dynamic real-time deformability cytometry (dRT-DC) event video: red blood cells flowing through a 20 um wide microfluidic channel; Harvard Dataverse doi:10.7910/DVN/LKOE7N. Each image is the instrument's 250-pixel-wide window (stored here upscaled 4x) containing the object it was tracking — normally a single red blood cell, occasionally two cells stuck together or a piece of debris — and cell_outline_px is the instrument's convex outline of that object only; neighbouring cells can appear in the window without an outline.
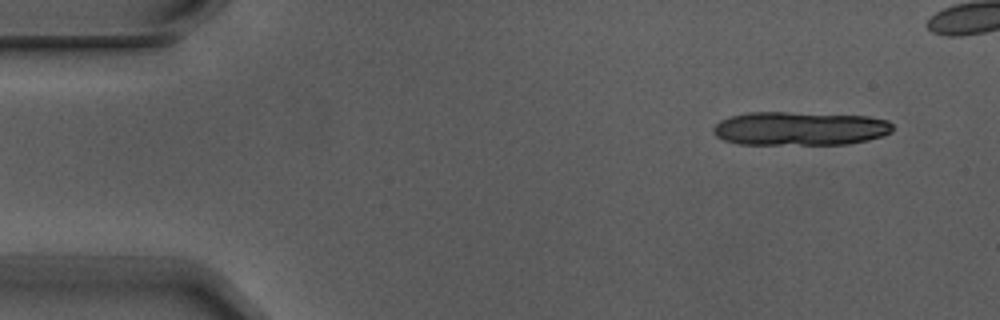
{"species": "Egyptian fruit bat (a non-hibernating species)", "species_latin": "Rousettus aegyptiacus", "temperature_condition": "warm", "stored_images_in_passage": 8, "segment_of_instrument_passage": [1, 2], "camera_frame_rate_fps": 3000, "um_per_image_px": 0.085, "animal": {"sex": "male"}, "frame": {"image": 1, "passage_image": 1, "time_ms": 0.0, "image_size_px": [1000, 320], "cell_outline_px": [[892, 132], [884, 136], [868, 140], [848, 144], [736, 144], [724, 140], [716, 136], [712, 132], [712, 128], [720, 120], [732, 116], [752, 112], [788, 112], [868, 116], [888, 120], [892, 124]], "centroid_in_image_um": [68.0, 10.93], "position_along_channel_um": 17.0, "area_um2": 35.43}}